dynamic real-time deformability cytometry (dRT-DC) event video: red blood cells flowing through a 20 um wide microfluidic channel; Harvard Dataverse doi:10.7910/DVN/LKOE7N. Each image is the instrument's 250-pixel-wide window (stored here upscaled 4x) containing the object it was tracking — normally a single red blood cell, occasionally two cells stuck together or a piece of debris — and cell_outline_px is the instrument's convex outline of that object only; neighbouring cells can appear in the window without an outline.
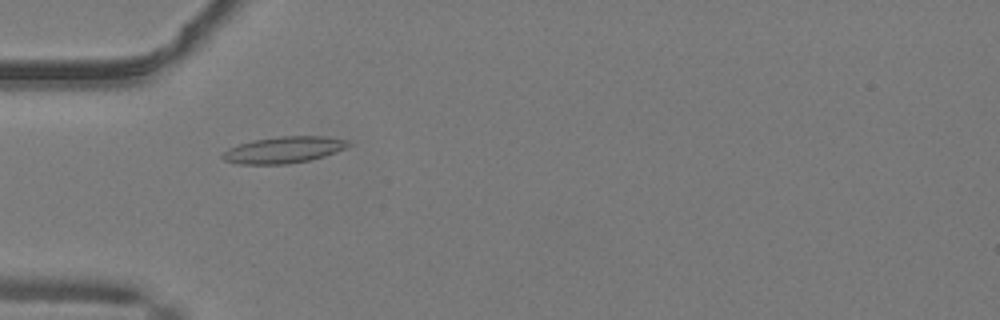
{"species": "common noctule bat (a hibernating species)", "species_latin": "Nyctalus noctula", "temperature_condition": "warm", "stored_images_in_passage": 40, "camera_frame_rate_fps": 3000, "um_per_image_px": 0.085, "animal": {"sex": "male", "body_mass_g": 19.2, "forearm_length_mm": 51.8}, "frame": {"image": 1, "passage_image": 5, "time_ms": 1.333, "image_size_px": [1000, 320], "cell_outline_px": [[352, 144], [336, 152], [324, 156], [308, 160], [288, 164], [236, 164], [224, 160], [220, 156], [228, 148], [252, 140], [280, 136], [324, 136], [348, 140]], "centroid_in_image_um": [24.1, 12.73], "position_along_channel_um": 60.9, "area_um2": 19.42}}
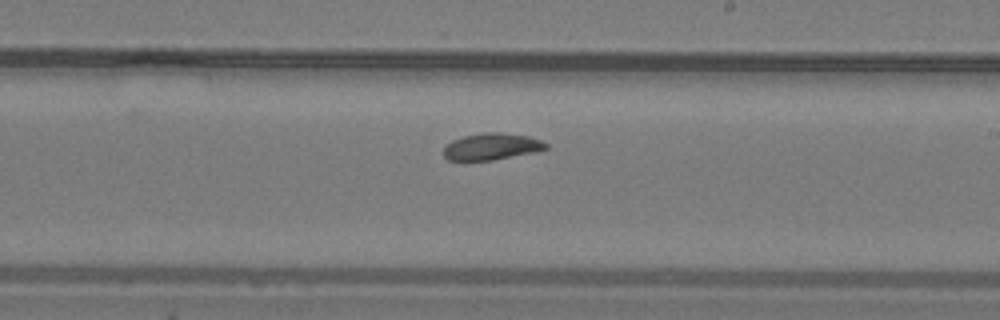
{"frame": {"image": 2, "passage_image": 19, "time_ms": 6.0, "image_size_px": [1000, 320], "cell_outline_px": [[548, 148], [536, 152], [492, 160], [464, 164], [448, 160], [444, 156], [444, 148], [452, 140], [464, 136], [484, 132], [500, 132], [528, 136], [540, 140], [548, 144]], "centroid_in_image_um": [41.73, 12.5], "position_along_channel_um": 247.3, "area_um2": 16.47}}
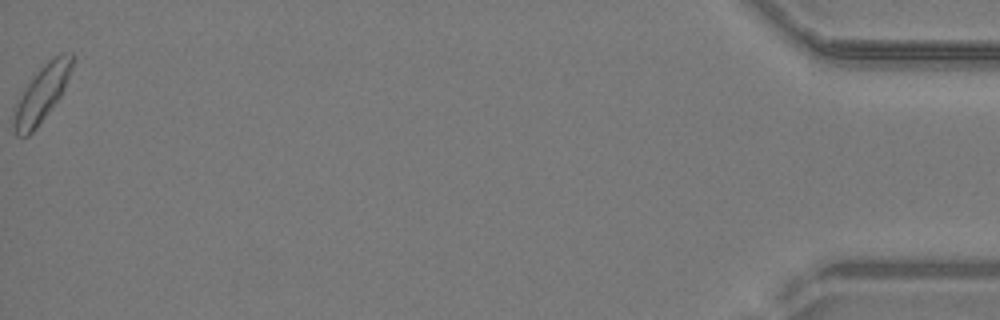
{"frame": {"image": 3, "passage_image": 40, "time_ms": 13.0, "image_size_px": [1000, 320], "cell_outline_px": [[76, 56], [72, 68], [64, 88], [60, 96], [36, 128], [28, 136], [16, 136], [12, 124], [12, 120], [16, 104], [24, 88], [40, 68], [52, 56], [60, 52], [72, 52]], "centroid_in_image_um": [3.57, 7.91], "position_along_channel_um": 431.6, "area_um2": 19.19}, "authors_computed_cell_mechanics": {"area_um2": 16.8776, "velocity_mm_per_s": 4.0607, "shape_relaxation_time_tau1_ms": 7.3864, "shape_relaxation_time_tau2_ms": 4.9278, "deformation_change_tau1": 0.2224, "deformation_change_tau2": 0.0922}}